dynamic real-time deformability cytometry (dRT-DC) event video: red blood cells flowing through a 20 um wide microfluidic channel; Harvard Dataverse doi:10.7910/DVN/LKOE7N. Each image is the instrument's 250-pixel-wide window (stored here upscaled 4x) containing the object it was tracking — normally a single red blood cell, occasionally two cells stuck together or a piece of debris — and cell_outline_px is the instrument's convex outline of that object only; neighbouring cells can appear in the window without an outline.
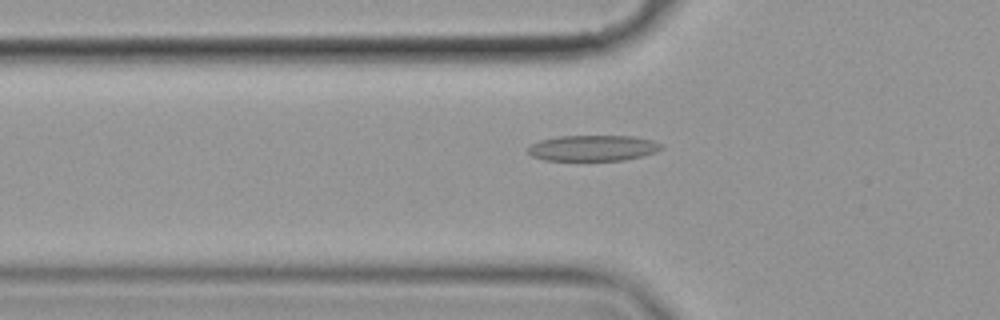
{"species": "common noctule bat (a hibernating species)", "species_latin": "Nyctalus noctula", "temperature_condition": "cold", "stored_images_in_passage": 57, "camera_frame_rate_fps": 3000, "um_per_image_px": 0.085, "animal": {"sex": "female", "body_mass_g": 19.9}, "frame": {"image": 1, "passage_image": 20, "time_ms": 6.333, "image_size_px": [1000, 320], "cell_outline_px": [[664, 148], [656, 152], [644, 156], [624, 160], [544, 160], [532, 156], [528, 152], [528, 148], [532, 144], [540, 140], [560, 136], [632, 136], [652, 140], [664, 144]], "centroid_in_image_um": [50.46, 12.58], "position_along_channel_um": 75.3, "area_um2": 20.11}}
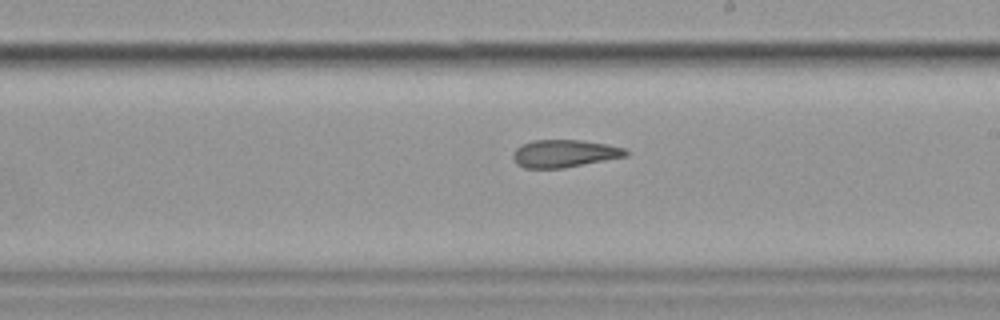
{"frame": {"image": 2, "passage_image": 34, "time_ms": 11.0, "image_size_px": [1000, 320], "cell_outline_px": [[628, 156], [564, 168], [524, 168], [516, 164], [512, 156], [512, 152], [516, 148], [532, 140], [580, 140], [608, 144], [624, 148], [628, 152]], "centroid_in_image_um": [47.96, 13.05], "position_along_channel_um": 241.0, "area_um2": 18.21}}
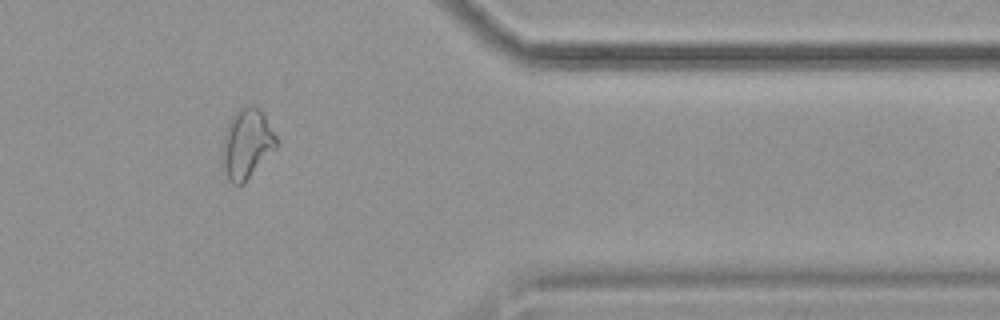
{"frame": {"image": 3, "passage_image": 48, "time_ms": 15.667, "image_size_px": [1000, 320], "cell_outline_px": [[280, 144], [244, 184], [232, 184], [228, 180], [220, 164], [224, 136], [228, 120], [240, 108], [248, 104], [260, 108], [264, 112], [280, 140]], "centroid_in_image_um": [21.0, 12.22], "position_along_channel_um": 390.4, "area_um2": 22.83}, "authors_computed_cell_mechanics": {"area_um2": 20.1144, "velocity_mm_per_s": 3.5475, "shape_relaxation_time_tau1_ms": null, "shape_relaxation_time_tau2_ms": 3.9116, "deformation_change_tau1": null, "deformation_change_tau2": 0.1283}}